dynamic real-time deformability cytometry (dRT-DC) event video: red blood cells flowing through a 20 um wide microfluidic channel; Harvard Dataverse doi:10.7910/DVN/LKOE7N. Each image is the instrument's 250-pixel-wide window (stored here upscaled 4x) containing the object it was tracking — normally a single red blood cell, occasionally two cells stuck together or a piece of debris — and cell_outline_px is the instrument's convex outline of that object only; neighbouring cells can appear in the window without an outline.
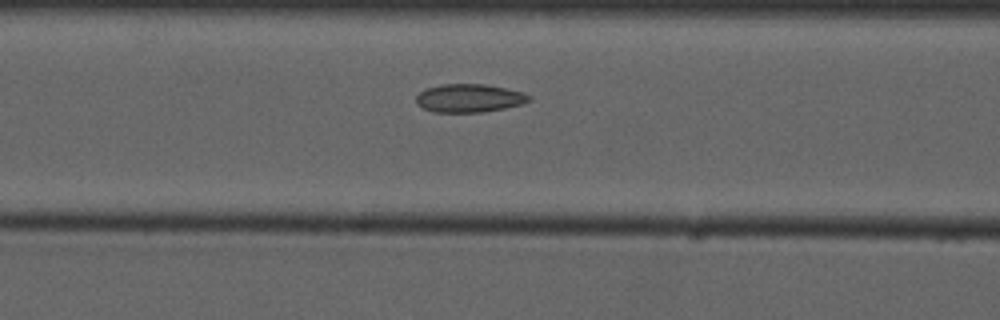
{"species": "common noctule bat (a hibernating species)", "species_latin": "Nyctalus noctula", "temperature_condition": "cold", "stored_images_in_passage": 7, "camera_frame_rate_fps": 3000, "um_per_image_px": 0.085, "animal": {"sex": "male", "forearm_length_mm": 52.5}, "frame": {"image": 1, "passage_image": 7, "time_ms": 8.0, "image_size_px": [1000, 320], "cell_outline_px": [[532, 100], [520, 104], [504, 108], [484, 112], [432, 112], [416, 104], [416, 96], [420, 92], [428, 88], [444, 84], [484, 84], [524, 92], [532, 96]], "centroid_in_image_um": [39.9, 8.35], "position_along_channel_um": 126.7, "area_um2": 18.55}}